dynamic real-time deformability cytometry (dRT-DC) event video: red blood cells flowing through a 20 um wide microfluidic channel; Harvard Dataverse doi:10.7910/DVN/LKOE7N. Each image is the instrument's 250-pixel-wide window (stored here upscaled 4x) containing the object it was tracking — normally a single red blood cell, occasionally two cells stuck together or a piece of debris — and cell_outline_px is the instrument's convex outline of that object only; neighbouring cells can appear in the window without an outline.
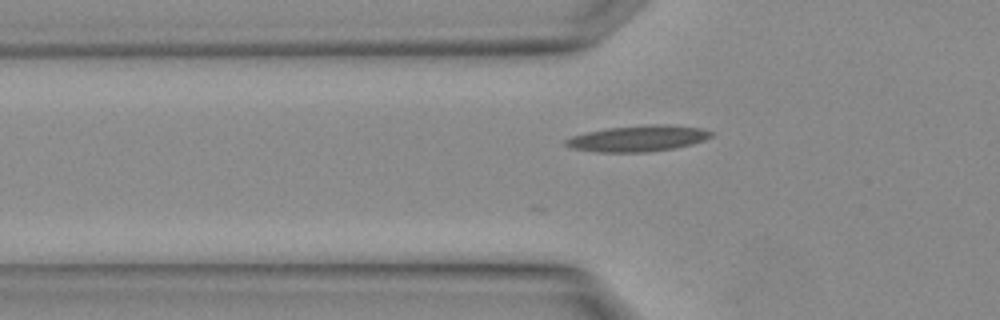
{"species": "Egyptian fruit bat (a non-hibernating species)", "species_latin": "Rousettus aegyptiacus", "temperature_condition": "warm", "stored_images_in_passage": 5, "segment_of_instrument_passage": [2, 2], "camera_frame_rate_fps": 3000, "um_per_image_px": 0.085, "animal": {"sex": "female"}, "frame": {"image": 1, "passage_image": 5, "time_ms": 1.333, "image_size_px": [1000, 320], "cell_outline_px": [[712, 136], [704, 140], [692, 144], [672, 148], [648, 152], [596, 152], [572, 148], [564, 144], [564, 140], [572, 136], [588, 132], [608, 128], [648, 124], [664, 124], [700, 128], [712, 132]], "centroid_in_image_um": [54.21, 11.77], "position_along_channel_um": 71.6, "area_um2": 21.91}}